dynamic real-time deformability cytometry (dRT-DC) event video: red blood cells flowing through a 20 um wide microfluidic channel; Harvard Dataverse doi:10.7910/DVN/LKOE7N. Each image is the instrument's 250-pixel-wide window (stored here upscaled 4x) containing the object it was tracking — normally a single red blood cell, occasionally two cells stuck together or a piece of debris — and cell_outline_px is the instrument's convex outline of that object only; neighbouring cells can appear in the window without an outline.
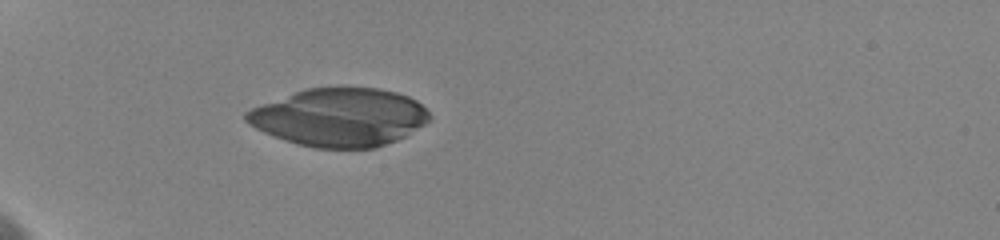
{"species": "human", "species_latin": "Homo sapiens", "temperature_condition": "cold", "stored_images_in_passage": 21, "camera_frame_rate_fps": 3000, "um_per_image_px": 0.085, "donor": {"sex": "female"}, "frame": {"image": 1, "passage_image": 2, "time_ms": 0.333, "image_size_px": [1000, 240], "cell_outline_px": [[432, 116], [424, 124], [404, 136], [396, 140], [372, 148], [316, 148], [296, 144], [264, 132], [248, 124], [244, 120], [244, 112], [252, 108], [296, 92], [308, 88], [380, 88], [396, 92], [408, 96], [416, 100]], "centroid_in_image_um": [28.85, 9.98], "position_along_channel_um": 56.1, "area_um2": 61.44}}